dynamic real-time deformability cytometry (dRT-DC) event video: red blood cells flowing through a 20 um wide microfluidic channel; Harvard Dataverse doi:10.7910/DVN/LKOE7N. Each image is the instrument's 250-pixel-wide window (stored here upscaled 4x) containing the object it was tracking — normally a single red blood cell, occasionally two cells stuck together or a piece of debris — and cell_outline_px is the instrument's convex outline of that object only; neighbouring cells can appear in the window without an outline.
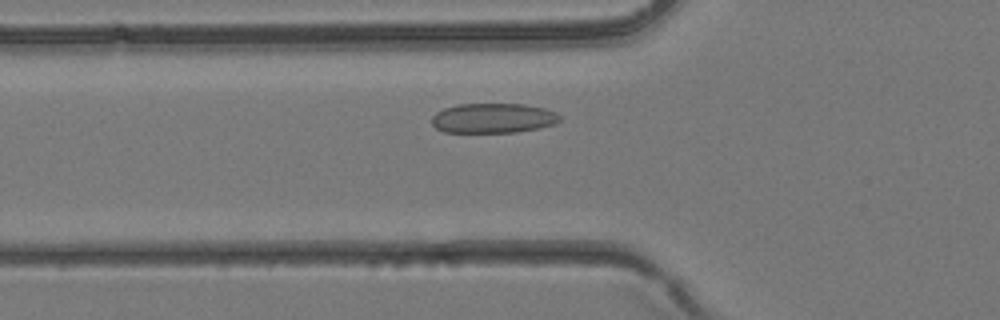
{"species": "common noctule bat (a hibernating species)", "species_latin": "Nyctalus noctula", "temperature_condition": "room temperature", "stored_images_in_passage": 32, "camera_frame_rate_fps": 3000, "um_per_image_px": 0.085, "animal": {"sex": "female", "body_mass_g": 24.6, "forearm_length_mm": 56.2}, "frame": {"image": 1, "passage_image": 7, "time_ms": 2.0, "image_size_px": [1000, 320], "cell_outline_px": [[560, 120], [556, 124], [540, 128], [516, 132], [444, 132], [436, 128], [432, 124], [432, 116], [436, 112], [444, 108], [456, 104], [524, 104], [544, 108], [556, 112], [560, 116]], "centroid_in_image_um": [41.92, 10.04], "position_along_channel_um": 83.9, "area_um2": 22.37}}
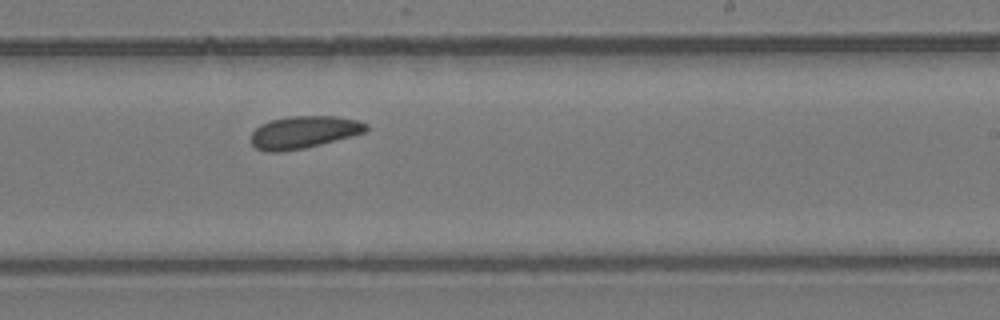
{"frame": {"image": 2, "passage_image": 17, "time_ms": 5.333, "image_size_px": [1000, 320], "cell_outline_px": [[368, 132], [304, 148], [284, 152], [268, 152], [256, 148], [248, 140], [252, 132], [260, 124], [272, 120], [288, 116], [336, 116], [356, 120], [368, 124]], "centroid_in_image_um": [25.8, 11.24], "position_along_channel_um": 263.2, "area_um2": 21.91}}
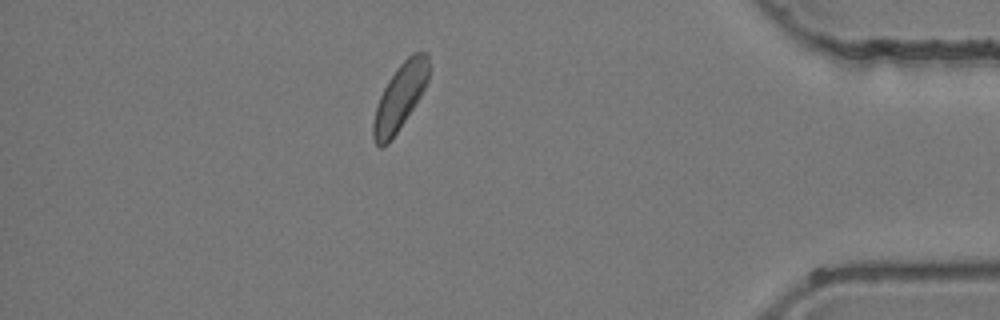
{"frame": {"image": 3, "passage_image": 27, "time_ms": 8.667, "image_size_px": [1000, 320], "cell_outline_px": [[428, 80], [420, 96], [392, 140], [388, 144], [380, 148], [376, 144], [372, 136], [372, 124], [376, 108], [380, 96], [388, 80], [396, 68], [412, 52], [428, 52]], "centroid_in_image_um": [33.97, 8.25], "position_along_channel_um": 401.2, "area_um2": 21.15}}